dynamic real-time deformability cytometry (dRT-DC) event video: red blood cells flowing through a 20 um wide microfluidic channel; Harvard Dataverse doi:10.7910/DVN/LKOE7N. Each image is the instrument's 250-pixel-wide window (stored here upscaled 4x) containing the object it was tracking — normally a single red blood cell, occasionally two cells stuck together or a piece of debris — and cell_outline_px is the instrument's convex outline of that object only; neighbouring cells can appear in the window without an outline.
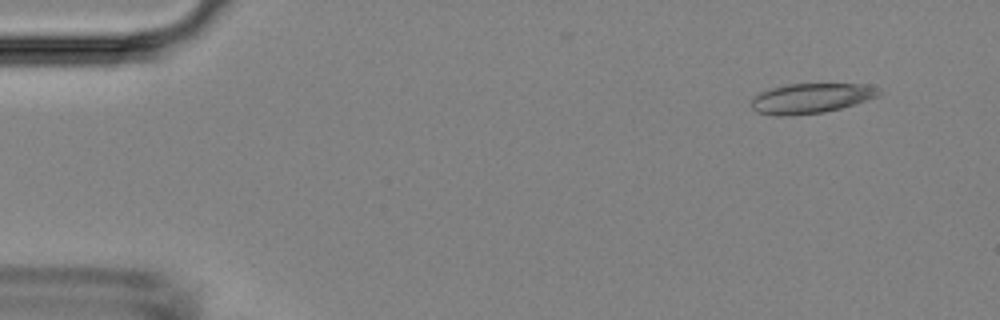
{"species": "Egyptian fruit bat (a non-hibernating species)", "species_latin": "Rousettus aegyptiacus", "temperature_condition": "room temperature", "stored_images_in_passage": 4, "camera_frame_rate_fps": 3000, "um_per_image_px": 0.085, "animal": {"sex": "female"}, "frame": {"image": 1, "passage_image": 1, "time_ms": 0.0, "image_size_px": [1000, 320], "cell_outline_px": [[884, 92], [880, 96], [856, 104], [824, 112], [792, 116], [776, 116], [756, 112], [752, 108], [752, 96], [760, 92], [772, 88], [788, 84], [864, 84], [880, 88]], "centroid_in_image_um": [68.97, 8.36], "position_along_channel_um": 16.0, "area_um2": 22.6}}
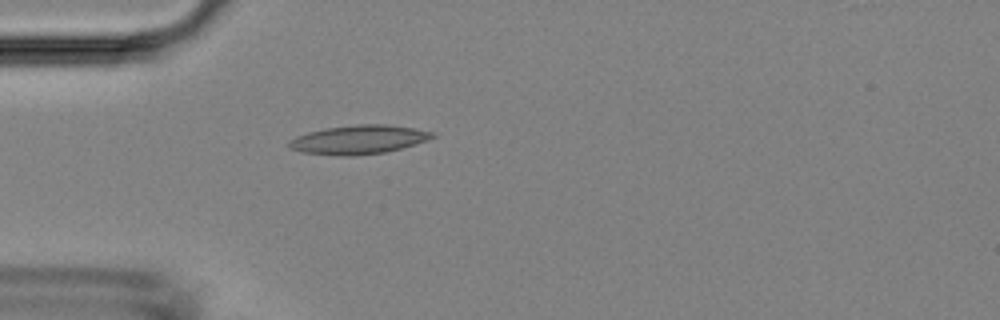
{"frame": {"image": 2, "passage_image": 4, "time_ms": 3.333, "image_size_px": [1000, 320], "cell_outline_px": [[436, 136], [428, 140], [416, 144], [384, 152], [352, 156], [340, 156], [300, 152], [288, 148], [288, 140], [296, 136], [308, 132], [328, 128], [356, 124], [388, 124], [436, 132]], "centroid_in_image_um": [30.47, 11.87], "position_along_channel_um": 54.5, "area_um2": 24.22}}